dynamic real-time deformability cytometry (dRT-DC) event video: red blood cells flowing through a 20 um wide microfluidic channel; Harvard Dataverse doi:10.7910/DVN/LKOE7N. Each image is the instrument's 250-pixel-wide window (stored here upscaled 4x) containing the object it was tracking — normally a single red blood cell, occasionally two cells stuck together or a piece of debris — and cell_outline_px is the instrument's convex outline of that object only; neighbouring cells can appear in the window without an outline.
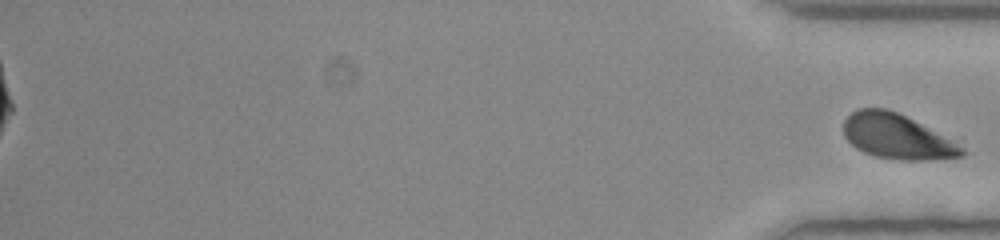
{"species": "human", "species_latin": "Homo sapiens", "temperature_condition": "room temperature", "stored_images_in_passage": 54, "segment_of_instrument_passage": [2, 2], "camera_frame_rate_fps": 3000, "um_per_image_px": 0.085, "donor": {"sex": "female"}, "frame": {"image": 1, "passage_image": 54, "time_ms": 17.667, "image_size_px": [1000, 240], "cell_outline_px": [[964, 156], [932, 160], [900, 160], [876, 156], [864, 152], [856, 148], [844, 136], [844, 120], [852, 112], [860, 108], [884, 108], [896, 112], [920, 124], [964, 148]], "centroid_in_image_um": [76.19, 11.62], "position_along_channel_um": 359.0, "area_um2": 30.23}}